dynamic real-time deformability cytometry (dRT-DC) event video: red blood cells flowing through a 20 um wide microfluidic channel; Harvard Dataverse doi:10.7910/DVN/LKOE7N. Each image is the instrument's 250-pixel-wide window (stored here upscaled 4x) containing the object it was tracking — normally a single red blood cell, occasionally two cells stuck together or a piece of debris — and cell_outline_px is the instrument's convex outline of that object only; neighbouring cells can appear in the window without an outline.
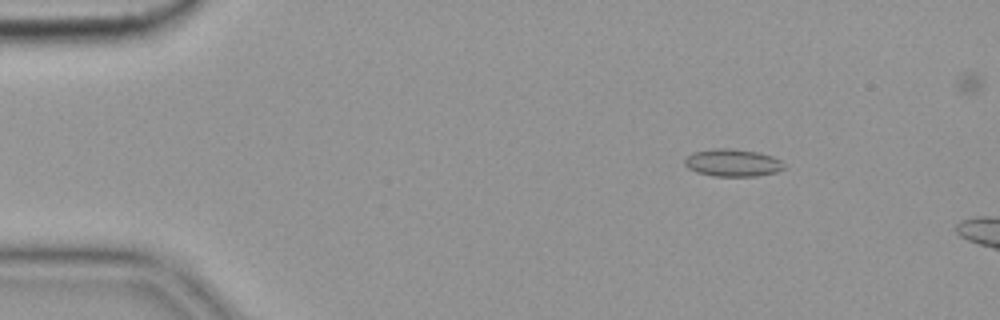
{"species": "common noctule bat (a hibernating species)", "species_latin": "Nyctalus noctula", "temperature_condition": "cold", "stored_images_in_passage": 54, "camera_frame_rate_fps": 3000, "um_per_image_px": 0.085, "animal": {"sex": "female", "body_mass_g": 19.9}, "frame": {"image": 1, "passage_image": 8, "time_ms": 2.333, "image_size_px": [1000, 320], "cell_outline_px": [[788, 168], [776, 172], [756, 176], [712, 176], [696, 172], [688, 168], [684, 164], [684, 160], [692, 152], [716, 148], [728, 148], [756, 152], [772, 156], [780, 160]], "centroid_in_image_um": [62.28, 13.84], "position_along_channel_um": 22.7, "area_um2": 15.95}}
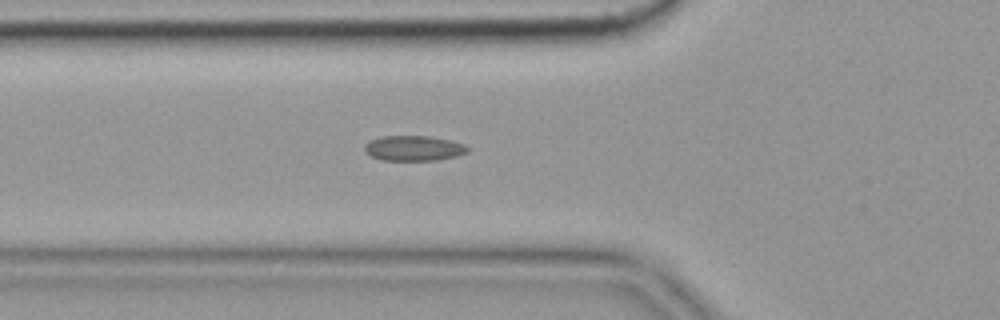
{"frame": {"image": 2, "passage_image": 20, "time_ms": 6.333, "image_size_px": [1000, 320], "cell_outline_px": [[468, 152], [456, 156], [436, 160], [380, 160], [364, 152], [364, 144], [368, 140], [380, 136], [428, 136], [448, 140], [464, 144], [468, 148]], "centroid_in_image_um": [35.1, 12.59], "position_along_channel_um": 90.7, "area_um2": 15.14}}
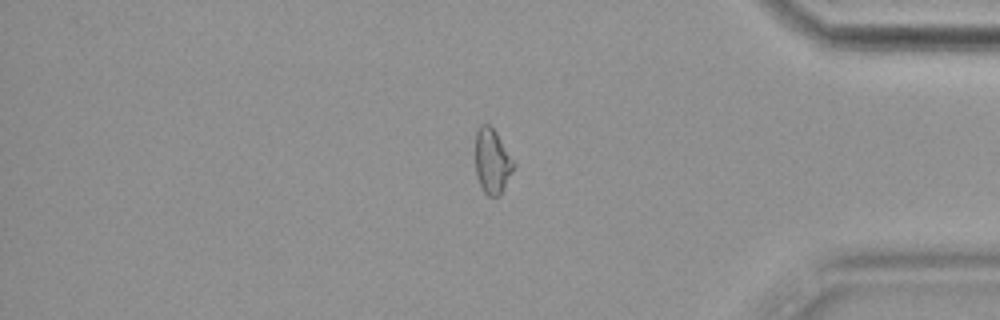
{"frame": {"image": 3, "passage_image": 47, "time_ms": 15.333, "image_size_px": [1000, 320], "cell_outline_px": [[516, 164], [500, 196], [488, 196], [484, 192], [476, 176], [476, 132], [480, 124], [488, 124], [496, 132]], "centroid_in_image_um": [41.84, 13.72], "position_along_channel_um": 393.4, "area_um2": 14.39}}